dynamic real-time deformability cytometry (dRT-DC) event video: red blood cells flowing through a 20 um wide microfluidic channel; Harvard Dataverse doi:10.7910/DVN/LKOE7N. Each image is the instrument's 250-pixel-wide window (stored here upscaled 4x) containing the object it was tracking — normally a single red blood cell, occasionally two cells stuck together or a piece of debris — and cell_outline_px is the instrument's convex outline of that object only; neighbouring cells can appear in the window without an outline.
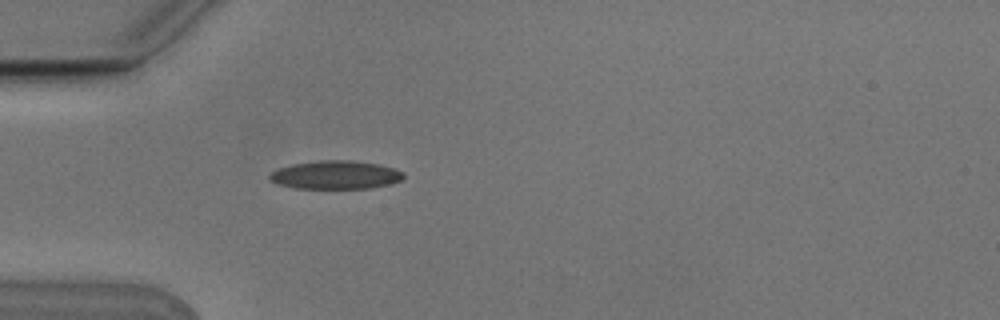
{"species": "Egyptian fruit bat (a non-hibernating species)", "species_latin": "Rousettus aegyptiacus", "temperature_condition": "cold", "stored_images_in_passage": 2, "camera_frame_rate_fps": 3000, "um_per_image_px": 0.085, "animal": {"sex": "male"}, "frame": {"image": 1, "passage_image": 2, "time_ms": 0.333, "image_size_px": [1000, 320], "cell_outline_px": [[404, 176], [400, 180], [392, 184], [372, 188], [296, 188], [280, 184], [268, 180], [268, 176], [276, 168], [292, 164], [320, 160], [352, 160], [376, 164], [392, 168], [404, 172]], "centroid_in_image_um": [28.51, 14.86], "position_along_channel_um": 56.5, "area_um2": 22.14}}